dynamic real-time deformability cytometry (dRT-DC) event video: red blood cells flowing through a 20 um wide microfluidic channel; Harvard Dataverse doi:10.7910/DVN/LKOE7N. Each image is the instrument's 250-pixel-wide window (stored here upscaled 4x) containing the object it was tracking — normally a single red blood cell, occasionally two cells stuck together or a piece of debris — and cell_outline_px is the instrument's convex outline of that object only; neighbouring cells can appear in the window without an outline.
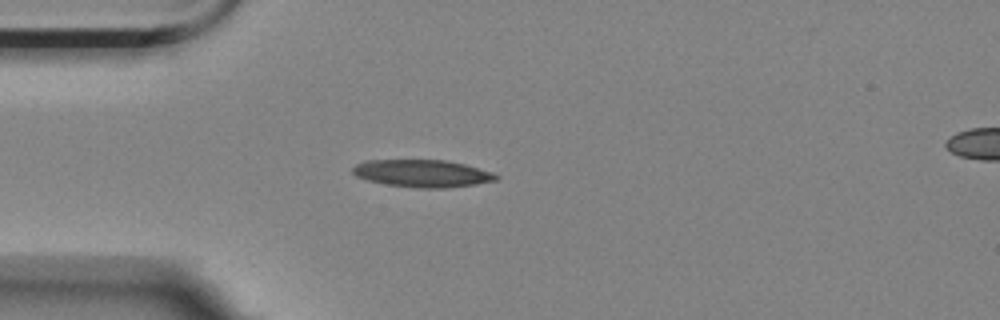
{"species": "Egyptian fruit bat (a non-hibernating species)", "species_latin": "Rousettus aegyptiacus", "temperature_condition": "room temperature", "stored_images_in_passage": 43, "camera_frame_rate_fps": 3000, "um_per_image_px": 0.085, "animal": {"sex": "female"}, "frame": {"image": 1, "passage_image": 1, "time_ms": 0.0, "image_size_px": [1000, 320], "cell_outline_px": [[500, 176], [496, 180], [476, 184], [444, 188], [416, 188], [388, 184], [368, 180], [356, 176], [352, 172], [352, 168], [356, 164], [364, 160], [444, 160], [464, 164], [492, 172]], "centroid_in_image_um": [35.89, 14.74], "position_along_channel_um": 49.1, "area_um2": 22.77}}
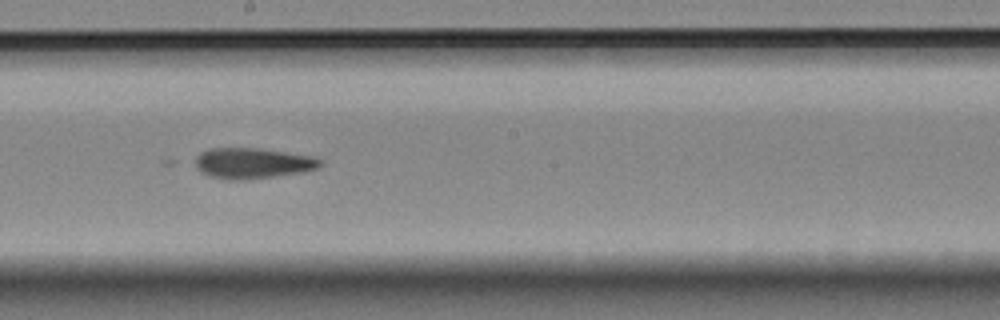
{"frame": {"image": 2, "passage_image": 17, "time_ms": 5.333, "image_size_px": [1000, 320], "cell_outline_px": [[324, 164], [320, 168], [304, 172], [248, 180], [228, 180], [208, 176], [200, 172], [196, 168], [196, 156], [200, 152], [212, 148], [256, 148], [316, 156]], "centroid_in_image_um": [21.5, 13.88], "position_along_channel_um": 226.7, "area_um2": 22.72}}
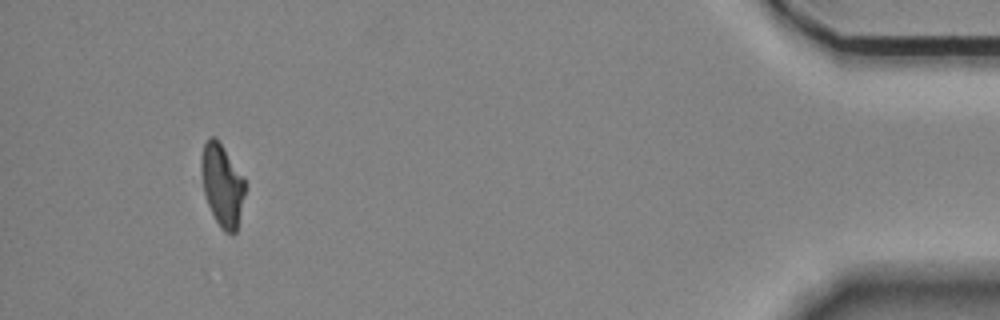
{"frame": {"image": 3, "passage_image": 39, "time_ms": 12.667, "image_size_px": [1000, 320], "cell_outline_px": [[244, 196], [236, 232], [232, 236], [224, 232], [220, 228], [208, 204], [204, 192], [200, 168], [200, 160], [204, 144], [208, 136], [216, 136], [244, 180]], "centroid_in_image_um": [18.85, 15.74], "position_along_channel_um": 416.3, "area_um2": 20.69}, "authors_computed_cell_mechanics": {"area_um2": 21.2704, "velocity_mm_per_s": 3.5102, "shape_relaxation_time_tau1_ms": 0.6669, "shape_relaxation_time_tau2_ms": null, "deformation_change_tau1": 0.2914, "deformation_change_tau2": null}}